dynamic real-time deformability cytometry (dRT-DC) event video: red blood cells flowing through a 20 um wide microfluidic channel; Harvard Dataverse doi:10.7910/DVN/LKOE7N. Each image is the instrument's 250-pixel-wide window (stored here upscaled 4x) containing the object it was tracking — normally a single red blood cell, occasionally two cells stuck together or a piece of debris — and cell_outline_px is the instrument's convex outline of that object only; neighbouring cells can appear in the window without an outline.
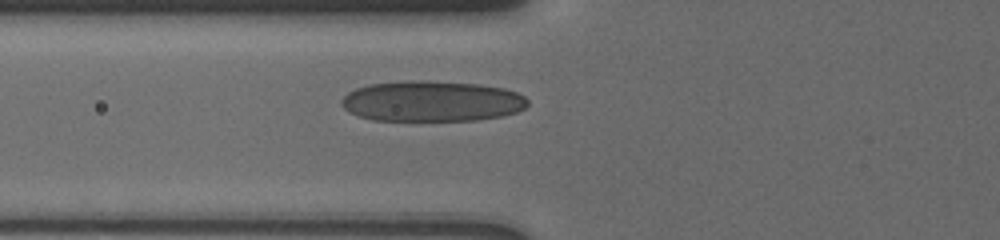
{"species": "human", "species_latin": "Homo sapiens", "temperature_condition": "cold", "stored_images_in_passage": 25, "camera_frame_rate_fps": 3000, "um_per_image_px": 0.085, "donor": {"sex": "male"}, "frame": {"image": 1, "passage_image": 2, "time_ms": 1.0, "image_size_px": [1000, 240], "cell_outline_px": [[528, 104], [524, 108], [516, 112], [500, 116], [476, 120], [372, 120], [348, 112], [340, 104], [340, 100], [348, 92], [356, 88], [372, 84], [412, 80], [420, 80], [480, 84], [504, 88], [516, 92], [524, 96], [528, 100]], "centroid_in_image_um": [36.69, 8.6], "position_along_channel_um": 89.1, "area_um2": 44.04}}
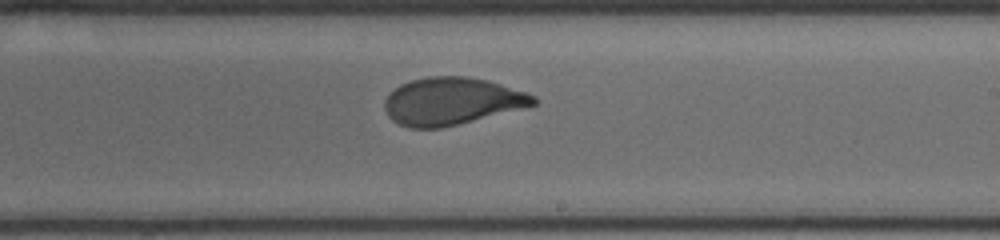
{"frame": {"image": 2, "passage_image": 11, "time_ms": 5.333, "image_size_px": [1000, 240], "cell_outline_px": [[540, 100], [536, 104], [440, 128], [408, 128], [392, 120], [388, 116], [384, 108], [384, 100], [400, 84], [412, 80], [428, 76], [464, 76], [488, 80], [528, 92], [536, 96]], "centroid_in_image_um": [38.39, 8.59], "position_along_channel_um": 250.6, "area_um2": 40.81}}
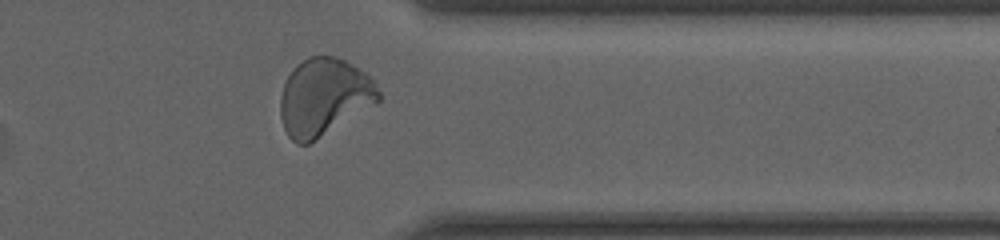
{"frame": {"image": 3, "passage_image": 21, "time_ms": 9.0, "image_size_px": [1000, 240], "cell_outline_px": [[380, 100], [376, 104], [316, 140], [308, 144], [296, 144], [288, 136], [284, 128], [280, 116], [280, 96], [284, 84], [292, 68], [296, 64], [308, 56], [336, 56], [344, 60], [364, 72], [372, 80], [380, 92]], "centroid_in_image_um": [27.52, 8.26], "position_along_channel_um": 383.9, "area_um2": 44.27}, "authors_computed_cell_mechanics": {"area_um2": 41.616, "velocity_mm_per_s": 3.7027, "shape_relaxation_time_tau1_ms": 6.2214, "shape_relaxation_time_tau2_ms": null, "deformation_change_tau1": 0.2139, "deformation_change_tau2": null}}